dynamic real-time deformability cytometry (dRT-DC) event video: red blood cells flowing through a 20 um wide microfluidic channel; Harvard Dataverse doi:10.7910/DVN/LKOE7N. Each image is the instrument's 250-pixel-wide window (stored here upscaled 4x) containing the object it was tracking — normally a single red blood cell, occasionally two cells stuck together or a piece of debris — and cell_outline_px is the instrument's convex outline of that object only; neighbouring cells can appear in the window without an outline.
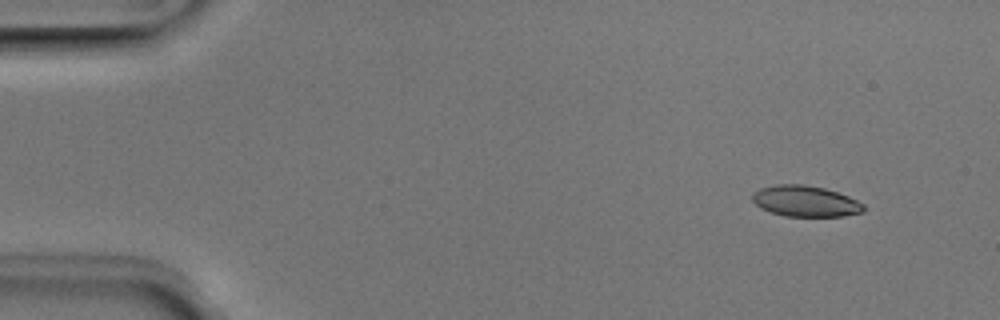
{"species": "Egyptian fruit bat (a non-hibernating species)", "species_latin": "Rousettus aegyptiacus", "temperature_condition": "room temperature", "stored_images_in_passage": 47, "camera_frame_rate_fps": 3000, "um_per_image_px": 0.085, "animal": {"sex": "male"}, "frame": {"image": 1, "passage_image": 1, "time_ms": 0.0, "image_size_px": [1000, 320], "cell_outline_px": [[864, 212], [844, 216], [784, 216], [760, 208], [752, 200], [752, 192], [760, 188], [776, 184], [804, 184], [824, 188], [848, 196], [864, 204]], "centroid_in_image_um": [68.44, 17.1], "position_along_channel_um": 16.6, "area_um2": 20.11}}
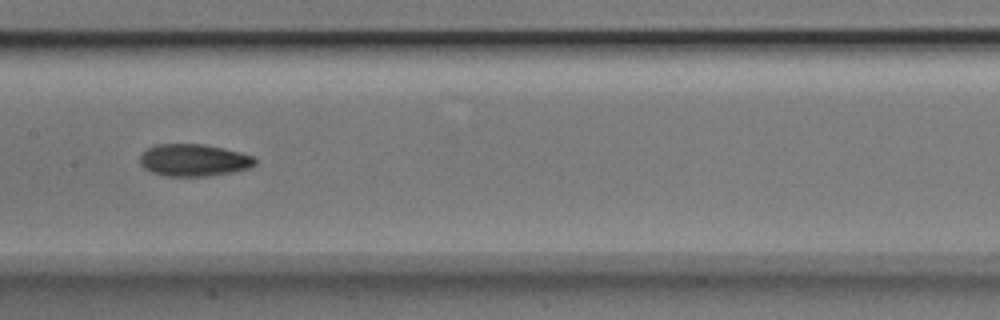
{"frame": {"image": 2, "passage_image": 22, "time_ms": 7.0, "image_size_px": [1000, 320], "cell_outline_px": [[256, 164], [248, 168], [232, 172], [208, 176], [164, 176], [152, 172], [144, 168], [140, 164], [140, 156], [148, 148], [156, 144], [204, 144], [224, 148], [256, 156]], "centroid_in_image_um": [16.49, 13.61], "position_along_channel_um": 190.9, "area_um2": 21.68}}
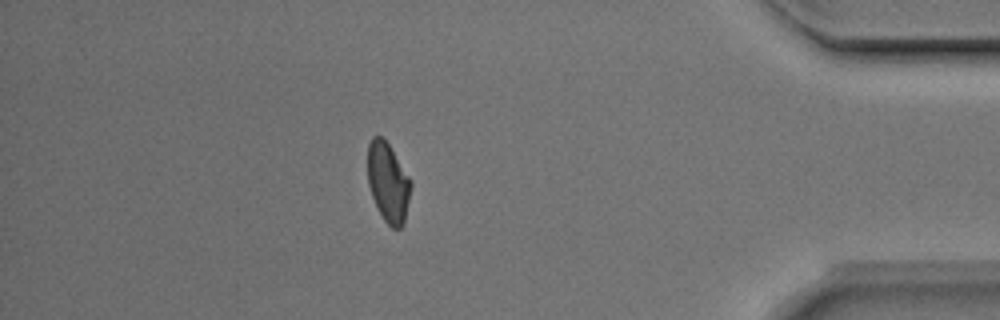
{"frame": {"image": 3, "passage_image": 41, "time_ms": 13.333, "image_size_px": [1000, 320], "cell_outline_px": [[412, 184], [404, 224], [400, 228], [392, 228], [384, 220], [372, 196], [368, 184], [368, 144], [372, 136], [384, 136], [412, 180]], "centroid_in_image_um": [33.0, 15.46], "position_along_channel_um": 402.2, "area_um2": 20.17}, "authors_computed_cell_mechanics": {"area_um2": 20.9814, "velocity_mm_per_s": 3.9876, "shape_relaxation_time_tau1_ms": 3.7431, "shape_relaxation_time_tau2_ms": 3.9213, "deformation_change_tau1": 0.1352, "deformation_change_tau2": 0.0761}}